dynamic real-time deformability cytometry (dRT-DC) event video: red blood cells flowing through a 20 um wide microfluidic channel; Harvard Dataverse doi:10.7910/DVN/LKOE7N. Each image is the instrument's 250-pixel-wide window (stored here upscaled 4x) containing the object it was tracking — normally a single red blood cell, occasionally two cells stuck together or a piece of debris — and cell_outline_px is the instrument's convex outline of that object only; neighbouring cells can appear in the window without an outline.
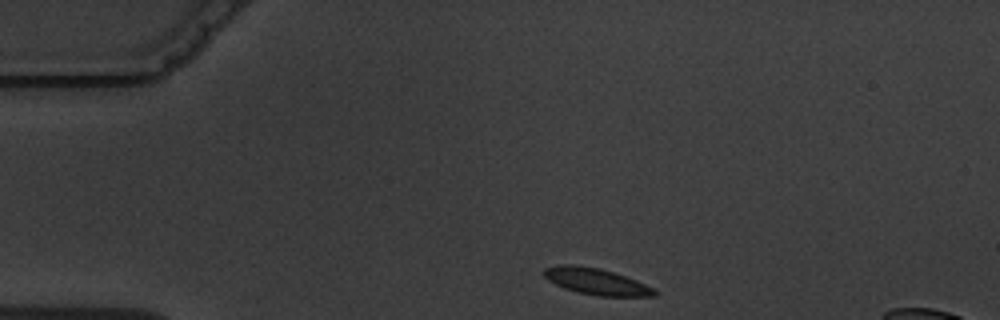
{"species": "common noctule bat (a hibernating species)", "species_latin": "Nyctalus noctula", "temperature_condition": "warm", "stored_images_in_passage": 8, "camera_frame_rate_fps": 3000, "um_per_image_px": 0.085, "animal": {"sex": "male", "body_mass_g": 19.5, "forearm_length_mm": 54.6}, "frame": {"image": 1, "passage_image": 1, "time_ms": 0.0, "image_size_px": [1000, 320], "cell_outline_px": [[660, 292], [656, 296], [596, 296], [576, 292], [564, 288], [548, 280], [544, 276], [544, 268], [560, 264], [576, 264], [600, 268], [636, 280]], "centroid_in_image_um": [50.66, 23.92], "position_along_channel_um": 34.3, "area_um2": 17.05}}